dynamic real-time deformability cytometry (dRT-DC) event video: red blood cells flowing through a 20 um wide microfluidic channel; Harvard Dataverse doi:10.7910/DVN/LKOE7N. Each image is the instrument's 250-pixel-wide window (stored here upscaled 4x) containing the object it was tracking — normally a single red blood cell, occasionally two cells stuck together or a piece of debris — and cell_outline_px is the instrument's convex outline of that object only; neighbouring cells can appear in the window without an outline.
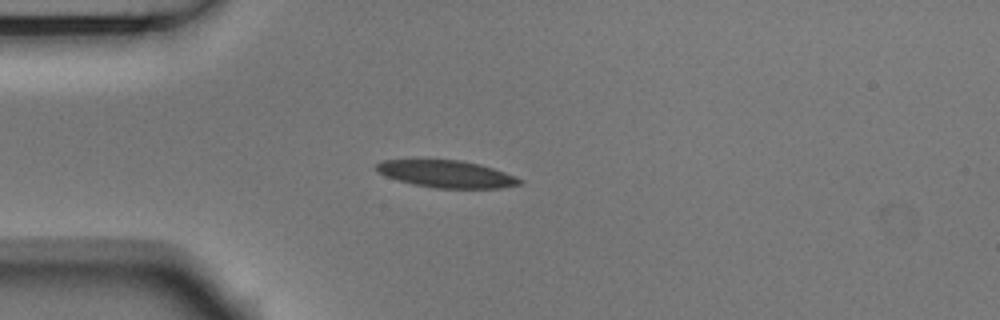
{"species": "Egyptian fruit bat (a non-hibernating species)", "species_latin": "Rousettus aegyptiacus", "temperature_condition": "room temperature", "stored_images_in_passage": 4, "camera_frame_rate_fps": 3000, "um_per_image_px": 0.085, "animal": {"sex": "male"}, "frame": {"image": 1, "passage_image": 3, "time_ms": 0.667, "image_size_px": [1000, 320], "cell_outline_px": [[524, 180], [520, 184], [500, 188], [436, 188], [412, 184], [384, 176], [376, 172], [376, 164], [384, 160], [460, 160], [480, 164], [504, 172]], "centroid_in_image_um": [37.93, 14.79], "position_along_channel_um": 47.1, "area_um2": 22.6}}